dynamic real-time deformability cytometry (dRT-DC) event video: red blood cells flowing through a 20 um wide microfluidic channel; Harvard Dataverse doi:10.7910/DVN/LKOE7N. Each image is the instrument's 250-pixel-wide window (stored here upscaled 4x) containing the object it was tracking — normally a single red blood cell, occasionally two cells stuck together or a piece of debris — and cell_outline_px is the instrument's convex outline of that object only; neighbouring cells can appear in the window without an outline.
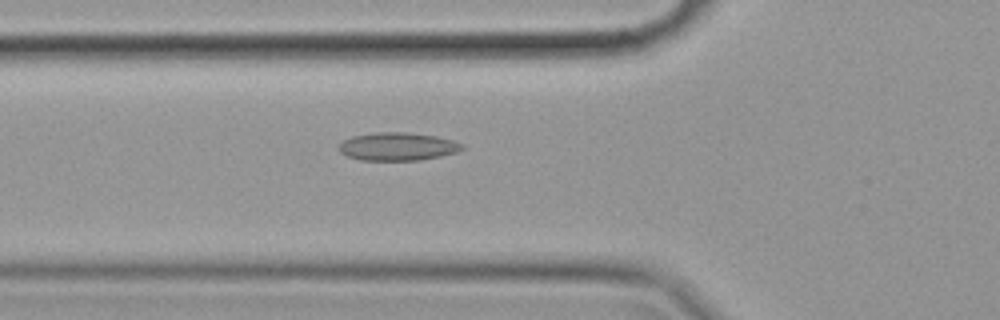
{"species": "common noctule bat (a hibernating species)", "species_latin": "Nyctalus noctula", "temperature_condition": "cold", "stored_images_in_passage": 38, "camera_frame_rate_fps": 3000, "um_per_image_px": 0.085, "animal": {"sex": "female", "body_mass_g": 19.9}, "frame": {"image": 1, "passage_image": 4, "time_ms": 1.0, "image_size_px": [1000, 320], "cell_outline_px": [[464, 148], [456, 152], [440, 156], [420, 160], [360, 160], [348, 156], [340, 152], [336, 148], [344, 140], [352, 136], [372, 132], [408, 132], [436, 136], [452, 140], [464, 144]], "centroid_in_image_um": [33.78, 12.44], "position_along_channel_um": 92.0, "area_um2": 20.23}}
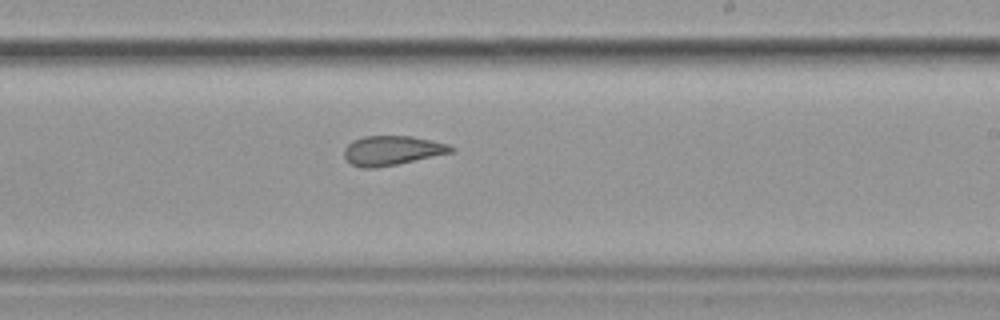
{"frame": {"image": 2, "passage_image": 18, "time_ms": 5.667, "image_size_px": [1000, 320], "cell_outline_px": [[456, 148], [452, 152], [396, 164], [376, 168], [364, 168], [352, 164], [344, 156], [344, 148], [352, 140], [364, 136], [412, 136], [432, 140], [448, 144]], "centroid_in_image_um": [33.31, 12.78], "position_along_channel_um": 255.7, "area_um2": 18.21}}
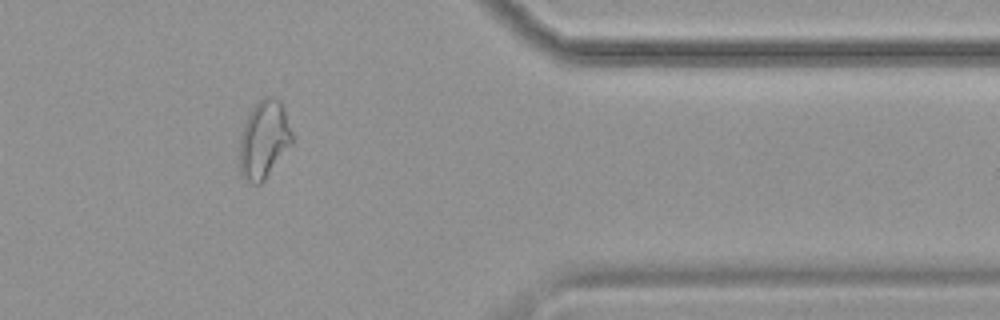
{"frame": {"image": 3, "passage_image": 31, "time_ms": 10.0, "image_size_px": [1000, 320], "cell_outline_px": [[292, 144], [264, 180], [260, 184], [252, 184], [240, 172], [240, 136], [244, 124], [252, 108], [264, 96], [272, 96], [280, 100], [284, 108], [292, 132]], "centroid_in_image_um": [22.45, 11.84], "position_along_channel_um": 389.0, "area_um2": 23.64}, "authors_computed_cell_mechanics": {"area_um2": 19.2763, "velocity_mm_per_s": 3.5064, "shape_relaxation_time_tau1_ms": null, "shape_relaxation_time_tau2_ms": 2.6192, "deformation_change_tau1": null, "deformation_change_tau2": 0.0868}}